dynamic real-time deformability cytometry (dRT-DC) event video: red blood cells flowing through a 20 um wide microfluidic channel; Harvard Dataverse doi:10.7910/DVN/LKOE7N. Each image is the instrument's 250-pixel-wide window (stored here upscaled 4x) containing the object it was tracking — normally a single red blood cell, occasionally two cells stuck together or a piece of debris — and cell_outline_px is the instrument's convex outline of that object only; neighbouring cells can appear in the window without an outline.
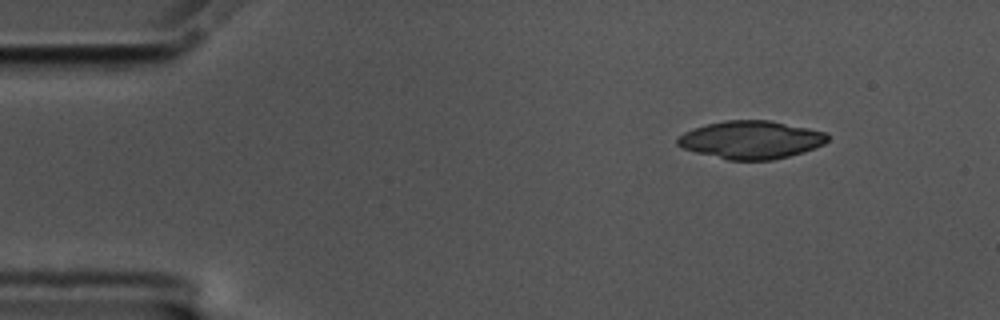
{"species": "common noctule bat (a hibernating species)", "species_latin": "Nyctalus noctula", "temperature_condition": "cold", "stored_images_in_passage": 51, "camera_frame_rate_fps": 3000, "um_per_image_px": 0.085, "animal": {"sex": "male", "body_mass_g": 17.5, "forearm_length_mm": 52.3}, "frame": {"image": 1, "passage_image": 1, "time_ms": 0.0, "image_size_px": [1000, 320], "cell_outline_px": [[828, 140], [824, 144], [816, 148], [804, 152], [772, 160], [728, 160], [696, 152], [684, 148], [676, 144], [676, 136], [692, 128], [724, 120], [768, 120], [828, 132]], "centroid_in_image_um": [63.84, 11.88], "position_along_channel_um": 21.2, "area_um2": 33.29}}